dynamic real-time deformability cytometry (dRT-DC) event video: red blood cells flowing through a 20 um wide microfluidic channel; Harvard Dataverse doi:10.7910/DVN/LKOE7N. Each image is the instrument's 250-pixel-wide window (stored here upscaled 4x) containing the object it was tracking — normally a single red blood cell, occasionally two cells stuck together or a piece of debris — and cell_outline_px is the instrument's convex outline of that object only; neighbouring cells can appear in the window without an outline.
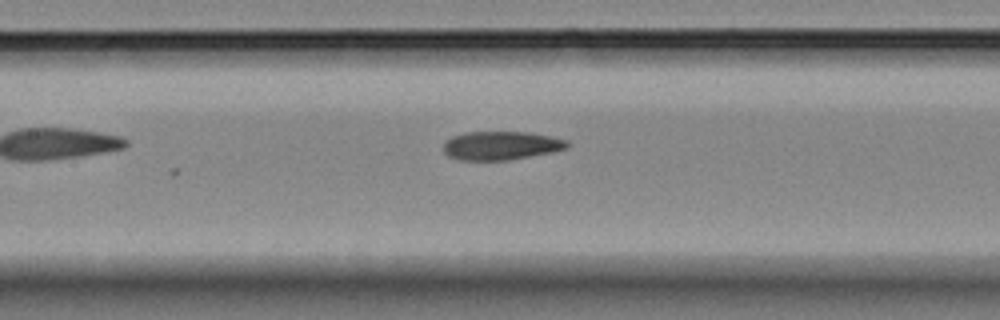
{"species": "Egyptian fruit bat (a non-hibernating species)", "species_latin": "Rousettus aegyptiacus", "temperature_condition": "room temperature", "stored_images_in_passage": 6, "camera_frame_rate_fps": 3000, "um_per_image_px": 0.085, "animal": {"sex": "female"}, "frame": {"image": 1, "passage_image": 5, "time_ms": 5.333, "image_size_px": [1000, 320], "cell_outline_px": [[572, 144], [568, 148], [552, 152], [508, 160], [456, 160], [448, 156], [444, 152], [444, 144], [452, 136], [464, 132], [528, 132], [568, 140]], "centroid_in_image_um": [42.6, 12.37], "position_along_channel_um": 164.8, "area_um2": 20.69}}